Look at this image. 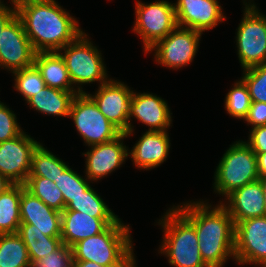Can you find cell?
Wrapping results in <instances>:
<instances>
[{
	"mask_svg": "<svg viewBox=\"0 0 266 267\" xmlns=\"http://www.w3.org/2000/svg\"><path fill=\"white\" fill-rule=\"evenodd\" d=\"M16 10L36 53L58 52L83 33L78 20L55 0H25Z\"/></svg>",
	"mask_w": 266,
	"mask_h": 267,
	"instance_id": "1",
	"label": "cell"
},
{
	"mask_svg": "<svg viewBox=\"0 0 266 267\" xmlns=\"http://www.w3.org/2000/svg\"><path fill=\"white\" fill-rule=\"evenodd\" d=\"M183 203L175 207L194 225L203 261L209 267H224L230 258L234 261L235 223L221 202L217 206L203 200Z\"/></svg>",
	"mask_w": 266,
	"mask_h": 267,
	"instance_id": "2",
	"label": "cell"
},
{
	"mask_svg": "<svg viewBox=\"0 0 266 267\" xmlns=\"http://www.w3.org/2000/svg\"><path fill=\"white\" fill-rule=\"evenodd\" d=\"M133 248L130 226L121 219L71 247L74 261H92L105 267H137Z\"/></svg>",
	"mask_w": 266,
	"mask_h": 267,
	"instance_id": "3",
	"label": "cell"
},
{
	"mask_svg": "<svg viewBox=\"0 0 266 267\" xmlns=\"http://www.w3.org/2000/svg\"><path fill=\"white\" fill-rule=\"evenodd\" d=\"M157 225L164 236L159 253L168 258L173 267H209L201 256L194 225L175 207L168 209Z\"/></svg>",
	"mask_w": 266,
	"mask_h": 267,
	"instance_id": "4",
	"label": "cell"
},
{
	"mask_svg": "<svg viewBox=\"0 0 266 267\" xmlns=\"http://www.w3.org/2000/svg\"><path fill=\"white\" fill-rule=\"evenodd\" d=\"M58 53L64 59L73 87L79 93H85L82 88L83 84L99 82L100 86L109 80L101 51L94 46L85 32L75 41L64 46Z\"/></svg>",
	"mask_w": 266,
	"mask_h": 267,
	"instance_id": "5",
	"label": "cell"
},
{
	"mask_svg": "<svg viewBox=\"0 0 266 267\" xmlns=\"http://www.w3.org/2000/svg\"><path fill=\"white\" fill-rule=\"evenodd\" d=\"M259 179L257 157L243 140L225 151L214 173V191L224 198L232 191Z\"/></svg>",
	"mask_w": 266,
	"mask_h": 267,
	"instance_id": "6",
	"label": "cell"
},
{
	"mask_svg": "<svg viewBox=\"0 0 266 267\" xmlns=\"http://www.w3.org/2000/svg\"><path fill=\"white\" fill-rule=\"evenodd\" d=\"M68 117L72 118L76 130L88 147L110 142L122 134L100 112L88 92L78 93L74 96Z\"/></svg>",
	"mask_w": 266,
	"mask_h": 267,
	"instance_id": "7",
	"label": "cell"
},
{
	"mask_svg": "<svg viewBox=\"0 0 266 267\" xmlns=\"http://www.w3.org/2000/svg\"><path fill=\"white\" fill-rule=\"evenodd\" d=\"M135 15L132 31L140 36L144 54L177 27L174 4L166 0L146 4L137 0Z\"/></svg>",
	"mask_w": 266,
	"mask_h": 267,
	"instance_id": "8",
	"label": "cell"
},
{
	"mask_svg": "<svg viewBox=\"0 0 266 267\" xmlns=\"http://www.w3.org/2000/svg\"><path fill=\"white\" fill-rule=\"evenodd\" d=\"M237 54L241 68L266 64V15L257 9H244L236 29Z\"/></svg>",
	"mask_w": 266,
	"mask_h": 267,
	"instance_id": "9",
	"label": "cell"
},
{
	"mask_svg": "<svg viewBox=\"0 0 266 267\" xmlns=\"http://www.w3.org/2000/svg\"><path fill=\"white\" fill-rule=\"evenodd\" d=\"M202 33L177 26L165 38L159 40L147 53L154 52L157 64L177 70L189 65L197 54Z\"/></svg>",
	"mask_w": 266,
	"mask_h": 267,
	"instance_id": "10",
	"label": "cell"
},
{
	"mask_svg": "<svg viewBox=\"0 0 266 267\" xmlns=\"http://www.w3.org/2000/svg\"><path fill=\"white\" fill-rule=\"evenodd\" d=\"M35 54L23 23L16 14L1 31L0 68L13 73L29 67L34 63Z\"/></svg>",
	"mask_w": 266,
	"mask_h": 267,
	"instance_id": "11",
	"label": "cell"
},
{
	"mask_svg": "<svg viewBox=\"0 0 266 267\" xmlns=\"http://www.w3.org/2000/svg\"><path fill=\"white\" fill-rule=\"evenodd\" d=\"M234 254L240 265L266 263V216L235 223Z\"/></svg>",
	"mask_w": 266,
	"mask_h": 267,
	"instance_id": "12",
	"label": "cell"
},
{
	"mask_svg": "<svg viewBox=\"0 0 266 267\" xmlns=\"http://www.w3.org/2000/svg\"><path fill=\"white\" fill-rule=\"evenodd\" d=\"M39 143L24 131L13 139L0 142V174L12 184H25L32 154Z\"/></svg>",
	"mask_w": 266,
	"mask_h": 267,
	"instance_id": "13",
	"label": "cell"
},
{
	"mask_svg": "<svg viewBox=\"0 0 266 267\" xmlns=\"http://www.w3.org/2000/svg\"><path fill=\"white\" fill-rule=\"evenodd\" d=\"M132 92L128 85L120 80L109 78L92 95L88 94L97 104L100 112L122 133H128L129 108Z\"/></svg>",
	"mask_w": 266,
	"mask_h": 267,
	"instance_id": "14",
	"label": "cell"
},
{
	"mask_svg": "<svg viewBox=\"0 0 266 267\" xmlns=\"http://www.w3.org/2000/svg\"><path fill=\"white\" fill-rule=\"evenodd\" d=\"M170 111L167 101L161 97L153 93H139L133 90L126 136H133L134 126L131 124V117L148 126V131H168L173 121Z\"/></svg>",
	"mask_w": 266,
	"mask_h": 267,
	"instance_id": "15",
	"label": "cell"
},
{
	"mask_svg": "<svg viewBox=\"0 0 266 267\" xmlns=\"http://www.w3.org/2000/svg\"><path fill=\"white\" fill-rule=\"evenodd\" d=\"M124 138H128L122 133L116 139L94 146L90 150L82 153L85 157V176L90 181H98L108 176L116 169H119L128 158V147L124 145Z\"/></svg>",
	"mask_w": 266,
	"mask_h": 267,
	"instance_id": "16",
	"label": "cell"
},
{
	"mask_svg": "<svg viewBox=\"0 0 266 267\" xmlns=\"http://www.w3.org/2000/svg\"><path fill=\"white\" fill-rule=\"evenodd\" d=\"M173 4L177 26L202 34L226 19L218 0H177Z\"/></svg>",
	"mask_w": 266,
	"mask_h": 267,
	"instance_id": "17",
	"label": "cell"
},
{
	"mask_svg": "<svg viewBox=\"0 0 266 267\" xmlns=\"http://www.w3.org/2000/svg\"><path fill=\"white\" fill-rule=\"evenodd\" d=\"M259 179L248 183L228 194L221 204L227 209L234 223L266 216L265 198ZM227 202V203H226Z\"/></svg>",
	"mask_w": 266,
	"mask_h": 267,
	"instance_id": "18",
	"label": "cell"
},
{
	"mask_svg": "<svg viewBox=\"0 0 266 267\" xmlns=\"http://www.w3.org/2000/svg\"><path fill=\"white\" fill-rule=\"evenodd\" d=\"M21 223L34 225L45 236L61 237V212L47 206L22 184Z\"/></svg>",
	"mask_w": 266,
	"mask_h": 267,
	"instance_id": "19",
	"label": "cell"
},
{
	"mask_svg": "<svg viewBox=\"0 0 266 267\" xmlns=\"http://www.w3.org/2000/svg\"><path fill=\"white\" fill-rule=\"evenodd\" d=\"M136 142L131 152L128 150L135 167L150 170L166 161L171 146L167 131L147 130Z\"/></svg>",
	"mask_w": 266,
	"mask_h": 267,
	"instance_id": "20",
	"label": "cell"
},
{
	"mask_svg": "<svg viewBox=\"0 0 266 267\" xmlns=\"http://www.w3.org/2000/svg\"><path fill=\"white\" fill-rule=\"evenodd\" d=\"M120 218H94L78 211L61 212V240L72 247L77 242L103 232Z\"/></svg>",
	"mask_w": 266,
	"mask_h": 267,
	"instance_id": "21",
	"label": "cell"
},
{
	"mask_svg": "<svg viewBox=\"0 0 266 267\" xmlns=\"http://www.w3.org/2000/svg\"><path fill=\"white\" fill-rule=\"evenodd\" d=\"M45 85L62 91L78 92L70 80L64 59L58 52H37L33 63Z\"/></svg>",
	"mask_w": 266,
	"mask_h": 267,
	"instance_id": "22",
	"label": "cell"
},
{
	"mask_svg": "<svg viewBox=\"0 0 266 267\" xmlns=\"http://www.w3.org/2000/svg\"><path fill=\"white\" fill-rule=\"evenodd\" d=\"M79 92L62 91L45 86L30 97L26 103L41 114L68 117L71 102Z\"/></svg>",
	"mask_w": 266,
	"mask_h": 267,
	"instance_id": "23",
	"label": "cell"
},
{
	"mask_svg": "<svg viewBox=\"0 0 266 267\" xmlns=\"http://www.w3.org/2000/svg\"><path fill=\"white\" fill-rule=\"evenodd\" d=\"M31 224L20 223L17 234L24 241L31 264L36 260L57 250L63 243L61 237H50L42 234Z\"/></svg>",
	"mask_w": 266,
	"mask_h": 267,
	"instance_id": "24",
	"label": "cell"
},
{
	"mask_svg": "<svg viewBox=\"0 0 266 267\" xmlns=\"http://www.w3.org/2000/svg\"><path fill=\"white\" fill-rule=\"evenodd\" d=\"M22 184H12L0 194V234L18 232L20 219V199Z\"/></svg>",
	"mask_w": 266,
	"mask_h": 267,
	"instance_id": "25",
	"label": "cell"
},
{
	"mask_svg": "<svg viewBox=\"0 0 266 267\" xmlns=\"http://www.w3.org/2000/svg\"><path fill=\"white\" fill-rule=\"evenodd\" d=\"M69 165L39 143L34 149L28 177H43L56 182Z\"/></svg>",
	"mask_w": 266,
	"mask_h": 267,
	"instance_id": "26",
	"label": "cell"
},
{
	"mask_svg": "<svg viewBox=\"0 0 266 267\" xmlns=\"http://www.w3.org/2000/svg\"><path fill=\"white\" fill-rule=\"evenodd\" d=\"M0 267H32L27 247L17 234H0Z\"/></svg>",
	"mask_w": 266,
	"mask_h": 267,
	"instance_id": "27",
	"label": "cell"
},
{
	"mask_svg": "<svg viewBox=\"0 0 266 267\" xmlns=\"http://www.w3.org/2000/svg\"><path fill=\"white\" fill-rule=\"evenodd\" d=\"M64 211H78L94 218H118L91 186L73 198Z\"/></svg>",
	"mask_w": 266,
	"mask_h": 267,
	"instance_id": "28",
	"label": "cell"
},
{
	"mask_svg": "<svg viewBox=\"0 0 266 267\" xmlns=\"http://www.w3.org/2000/svg\"><path fill=\"white\" fill-rule=\"evenodd\" d=\"M25 188L42 200L47 206L63 212L64 197L55 182L43 177H28Z\"/></svg>",
	"mask_w": 266,
	"mask_h": 267,
	"instance_id": "29",
	"label": "cell"
},
{
	"mask_svg": "<svg viewBox=\"0 0 266 267\" xmlns=\"http://www.w3.org/2000/svg\"><path fill=\"white\" fill-rule=\"evenodd\" d=\"M224 102V108L229 116L238 120L246 118L251 106V98L247 86L241 79L233 84Z\"/></svg>",
	"mask_w": 266,
	"mask_h": 267,
	"instance_id": "30",
	"label": "cell"
},
{
	"mask_svg": "<svg viewBox=\"0 0 266 267\" xmlns=\"http://www.w3.org/2000/svg\"><path fill=\"white\" fill-rule=\"evenodd\" d=\"M12 74L15 76L13 88L23 96L25 101L46 86L43 77L34 64Z\"/></svg>",
	"mask_w": 266,
	"mask_h": 267,
	"instance_id": "31",
	"label": "cell"
},
{
	"mask_svg": "<svg viewBox=\"0 0 266 267\" xmlns=\"http://www.w3.org/2000/svg\"><path fill=\"white\" fill-rule=\"evenodd\" d=\"M90 182L87 177L83 178L68 166L55 182L63 194L65 207L73 201V198L83 194L91 186Z\"/></svg>",
	"mask_w": 266,
	"mask_h": 267,
	"instance_id": "32",
	"label": "cell"
},
{
	"mask_svg": "<svg viewBox=\"0 0 266 267\" xmlns=\"http://www.w3.org/2000/svg\"><path fill=\"white\" fill-rule=\"evenodd\" d=\"M241 80L248 88L251 102L266 103V64L244 69Z\"/></svg>",
	"mask_w": 266,
	"mask_h": 267,
	"instance_id": "33",
	"label": "cell"
},
{
	"mask_svg": "<svg viewBox=\"0 0 266 267\" xmlns=\"http://www.w3.org/2000/svg\"><path fill=\"white\" fill-rule=\"evenodd\" d=\"M73 252L70 246L62 244L57 250L36 260L32 267H73Z\"/></svg>",
	"mask_w": 266,
	"mask_h": 267,
	"instance_id": "34",
	"label": "cell"
},
{
	"mask_svg": "<svg viewBox=\"0 0 266 267\" xmlns=\"http://www.w3.org/2000/svg\"><path fill=\"white\" fill-rule=\"evenodd\" d=\"M22 132L14 111L0 101V142L13 139Z\"/></svg>",
	"mask_w": 266,
	"mask_h": 267,
	"instance_id": "35",
	"label": "cell"
},
{
	"mask_svg": "<svg viewBox=\"0 0 266 267\" xmlns=\"http://www.w3.org/2000/svg\"><path fill=\"white\" fill-rule=\"evenodd\" d=\"M244 121L252 128L266 125V103L251 102L250 109Z\"/></svg>",
	"mask_w": 266,
	"mask_h": 267,
	"instance_id": "36",
	"label": "cell"
},
{
	"mask_svg": "<svg viewBox=\"0 0 266 267\" xmlns=\"http://www.w3.org/2000/svg\"><path fill=\"white\" fill-rule=\"evenodd\" d=\"M245 141L253 150L254 153L266 152V125L252 128Z\"/></svg>",
	"mask_w": 266,
	"mask_h": 267,
	"instance_id": "37",
	"label": "cell"
},
{
	"mask_svg": "<svg viewBox=\"0 0 266 267\" xmlns=\"http://www.w3.org/2000/svg\"><path fill=\"white\" fill-rule=\"evenodd\" d=\"M3 2L0 1V35L5 25L17 14L16 5L10 7Z\"/></svg>",
	"mask_w": 266,
	"mask_h": 267,
	"instance_id": "38",
	"label": "cell"
},
{
	"mask_svg": "<svg viewBox=\"0 0 266 267\" xmlns=\"http://www.w3.org/2000/svg\"><path fill=\"white\" fill-rule=\"evenodd\" d=\"M255 154L257 157V170L259 177L266 176V152Z\"/></svg>",
	"mask_w": 266,
	"mask_h": 267,
	"instance_id": "39",
	"label": "cell"
},
{
	"mask_svg": "<svg viewBox=\"0 0 266 267\" xmlns=\"http://www.w3.org/2000/svg\"><path fill=\"white\" fill-rule=\"evenodd\" d=\"M73 267H105L92 261H73Z\"/></svg>",
	"mask_w": 266,
	"mask_h": 267,
	"instance_id": "40",
	"label": "cell"
},
{
	"mask_svg": "<svg viewBox=\"0 0 266 267\" xmlns=\"http://www.w3.org/2000/svg\"><path fill=\"white\" fill-rule=\"evenodd\" d=\"M12 183L4 176L0 174V194L8 189Z\"/></svg>",
	"mask_w": 266,
	"mask_h": 267,
	"instance_id": "41",
	"label": "cell"
},
{
	"mask_svg": "<svg viewBox=\"0 0 266 267\" xmlns=\"http://www.w3.org/2000/svg\"><path fill=\"white\" fill-rule=\"evenodd\" d=\"M245 1L247 0L243 1V4L245 5L244 9H257V5L256 3L254 4L253 0H248L249 1L248 3Z\"/></svg>",
	"mask_w": 266,
	"mask_h": 267,
	"instance_id": "42",
	"label": "cell"
},
{
	"mask_svg": "<svg viewBox=\"0 0 266 267\" xmlns=\"http://www.w3.org/2000/svg\"><path fill=\"white\" fill-rule=\"evenodd\" d=\"M259 181L262 184L264 196H265L264 198H265V202H266V176L259 177ZM265 207H266V203H265Z\"/></svg>",
	"mask_w": 266,
	"mask_h": 267,
	"instance_id": "43",
	"label": "cell"
},
{
	"mask_svg": "<svg viewBox=\"0 0 266 267\" xmlns=\"http://www.w3.org/2000/svg\"><path fill=\"white\" fill-rule=\"evenodd\" d=\"M10 4H14V5H17L18 3L22 2V1H25V0H10Z\"/></svg>",
	"mask_w": 266,
	"mask_h": 267,
	"instance_id": "44",
	"label": "cell"
},
{
	"mask_svg": "<svg viewBox=\"0 0 266 267\" xmlns=\"http://www.w3.org/2000/svg\"><path fill=\"white\" fill-rule=\"evenodd\" d=\"M260 267H266V263L265 264H261L259 265Z\"/></svg>",
	"mask_w": 266,
	"mask_h": 267,
	"instance_id": "45",
	"label": "cell"
}]
</instances>
